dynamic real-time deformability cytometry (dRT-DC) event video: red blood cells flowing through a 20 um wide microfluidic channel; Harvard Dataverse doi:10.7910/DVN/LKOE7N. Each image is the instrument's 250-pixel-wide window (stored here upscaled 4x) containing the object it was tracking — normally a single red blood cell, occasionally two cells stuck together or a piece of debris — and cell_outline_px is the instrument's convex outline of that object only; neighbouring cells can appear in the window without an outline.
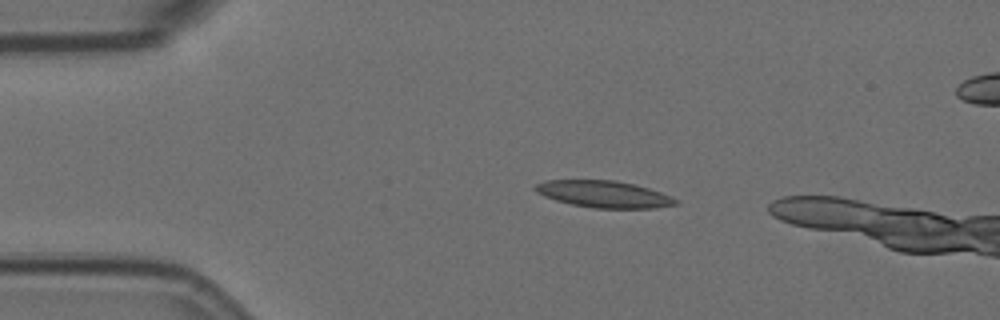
{"species": "Egyptian fruit bat (a non-hibernating species)", "species_latin": "Rousettus aegyptiacus", "temperature_condition": "room temperature", "stored_images_in_passage": 48, "camera_frame_rate_fps": 3000, "um_per_image_px": 0.085, "animal": {"sex": "female"}, "frame": {"image": 1, "passage_image": 10, "time_ms": 3.0, "image_size_px": [1000, 320], "cell_outline_px": [[680, 204], [656, 208], [592, 208], [572, 204], [556, 200], [544, 196], [536, 192], [532, 188], [536, 184], [544, 180], [616, 180], [636, 184], [672, 196], [680, 200]], "centroid_in_image_um": [51.36, 16.5], "position_along_channel_um": 33.6, "area_um2": 22.2}}
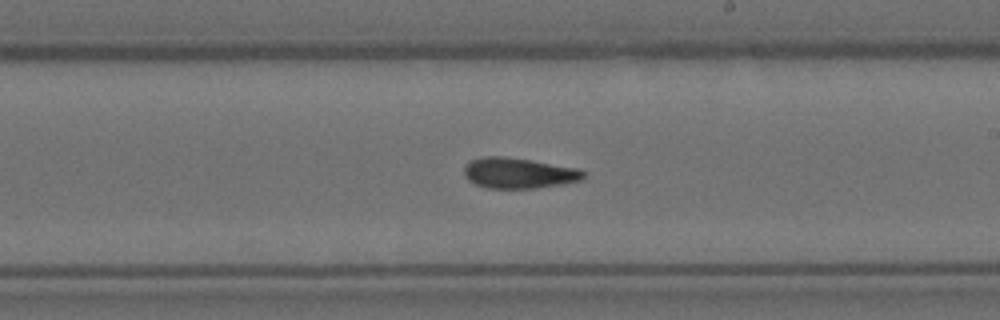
{"frame": {"image": 2, "passage_image": 31, "time_ms": 10.0, "image_size_px": [1000, 320], "cell_outline_px": [[588, 172], [580, 180], [560, 184], [536, 188], [488, 188], [476, 184], [468, 180], [464, 176], [464, 164], [472, 160], [484, 156], [500, 156], [528, 160], [576, 168]], "centroid_in_image_um": [44.05, 14.71], "position_along_channel_um": 245.0, "area_um2": 21.04}}
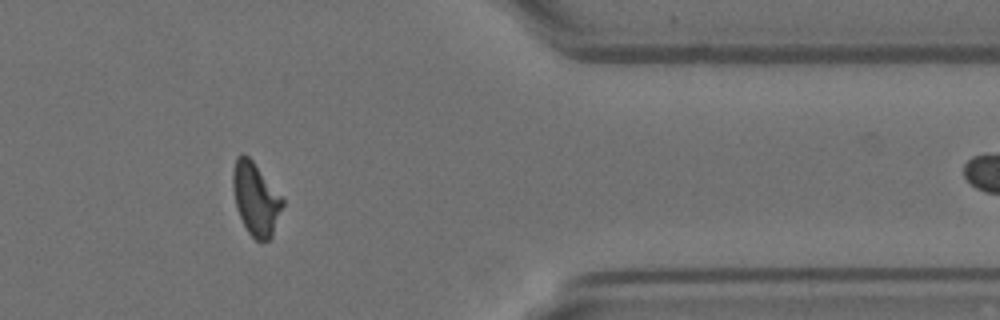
{"frame": {"image": 3, "passage_image": 45, "time_ms": 14.667, "image_size_px": [1000, 320], "cell_outline_px": [[284, 204], [272, 236], [268, 240], [256, 240], [248, 232], [236, 208], [232, 188], [232, 172], [236, 156], [240, 152], [244, 152], [252, 160], [284, 200]], "centroid_in_image_um": [21.71, 16.87], "position_along_channel_um": 389.7, "area_um2": 20.98}}